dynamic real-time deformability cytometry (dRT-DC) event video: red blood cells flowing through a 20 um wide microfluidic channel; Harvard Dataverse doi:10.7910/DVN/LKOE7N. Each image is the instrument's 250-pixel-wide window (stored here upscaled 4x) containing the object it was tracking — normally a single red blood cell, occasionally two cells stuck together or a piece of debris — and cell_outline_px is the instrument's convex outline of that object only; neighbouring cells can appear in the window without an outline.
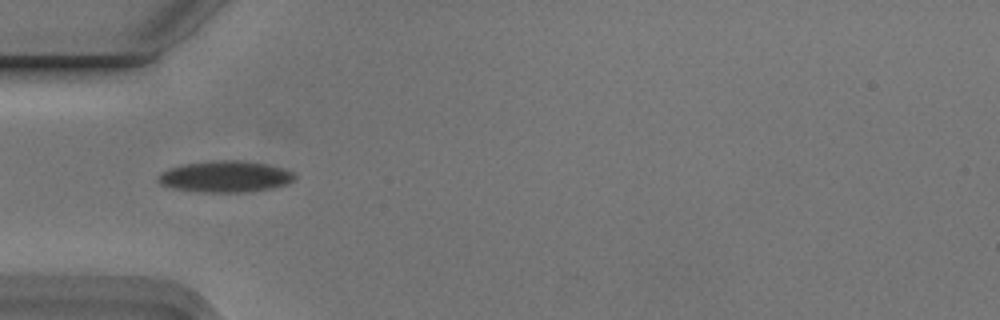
{"species": "Egyptian fruit bat (a non-hibernating species)", "species_latin": "Rousettus aegyptiacus", "temperature_condition": "cold", "stored_images_in_passage": 4, "camera_frame_rate_fps": 3000, "um_per_image_px": 0.085, "animal": {"sex": "male"}, "frame": {"image": 1, "passage_image": 3, "time_ms": 0.667, "image_size_px": [1000, 320], "cell_outline_px": [[296, 176], [288, 184], [272, 188], [244, 192], [200, 192], [176, 188], [160, 184], [156, 180], [160, 172], [168, 168], [184, 164], [212, 160], [244, 160], [268, 164], [292, 172]], "centroid_in_image_um": [19.13, 15.0], "position_along_channel_um": 65.9, "area_um2": 24.97}}